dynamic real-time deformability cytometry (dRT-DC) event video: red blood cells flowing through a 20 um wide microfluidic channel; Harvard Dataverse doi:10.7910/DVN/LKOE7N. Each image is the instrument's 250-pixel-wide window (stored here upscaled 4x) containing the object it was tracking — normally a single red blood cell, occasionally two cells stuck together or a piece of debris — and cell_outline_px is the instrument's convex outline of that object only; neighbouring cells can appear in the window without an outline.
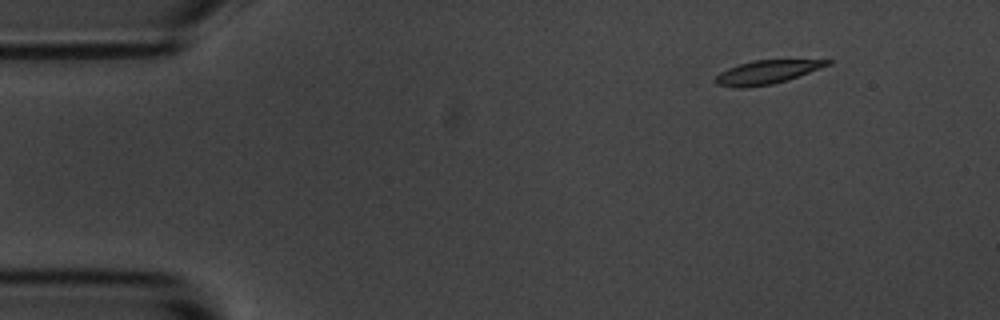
{"species": "common noctule bat (a hibernating species)", "species_latin": "Nyctalus noctula", "temperature_condition": "room temperature", "stored_images_in_passage": 4, "camera_frame_rate_fps": 3000, "um_per_image_px": 0.085, "animal": {"sex": "male", "body_mass_g": 20.1, "forearm_length_mm": 53.5}, "frame": {"image": 1, "passage_image": 1, "time_ms": 0.0, "image_size_px": [1000, 320], "cell_outline_px": [[832, 64], [788, 80], [772, 84], [744, 88], [736, 88], [716, 84], [716, 76], [720, 72], [728, 68], [752, 60], [832, 60]], "centroid_in_image_um": [65.19, 6.14], "position_along_channel_um": 19.8, "area_um2": 15.32}}
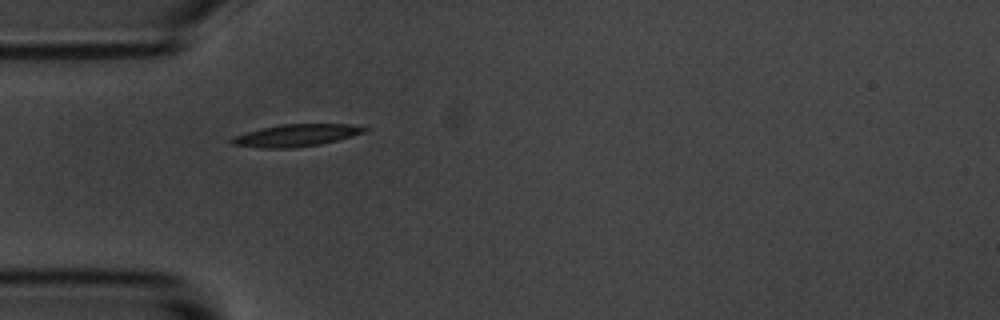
{"frame": {"image": 2, "passage_image": 3, "time_ms": 3.333, "image_size_px": [1000, 320], "cell_outline_px": [[368, 128], [364, 132], [336, 140], [320, 144], [292, 148], [260, 148], [232, 144], [228, 140], [232, 136], [280, 124], [352, 124]], "centroid_in_image_um": [25.13, 11.51], "position_along_channel_um": 59.9, "area_um2": 16.94}}